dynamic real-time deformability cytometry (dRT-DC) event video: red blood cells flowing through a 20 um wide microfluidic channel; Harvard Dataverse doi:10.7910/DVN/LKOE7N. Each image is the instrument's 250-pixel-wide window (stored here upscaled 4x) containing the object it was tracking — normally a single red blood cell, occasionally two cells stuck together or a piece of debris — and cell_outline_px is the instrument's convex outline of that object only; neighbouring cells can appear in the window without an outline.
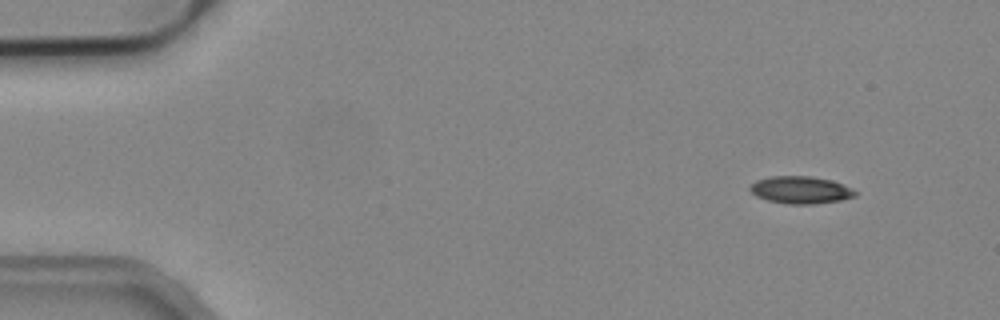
{"species": "common noctule bat (a hibernating species)", "species_latin": "Nyctalus noctula", "temperature_condition": "cold", "stored_images_in_passage": 5, "camera_frame_rate_fps": 3000, "um_per_image_px": 0.085, "animal": {"sex": "male", "body_mass_g": 19.2, "forearm_length_mm": 51.8}, "frame": {"image": 1, "passage_image": 1, "time_ms": 0.0, "image_size_px": [1000, 320], "cell_outline_px": [[856, 196], [840, 200], [812, 204], [788, 204], [768, 200], [756, 196], [748, 188], [756, 180], [772, 176], [812, 176], [832, 180], [856, 192]], "centroid_in_image_um": [68.01, 16.14], "position_along_channel_um": 17.0, "area_um2": 16.53}}
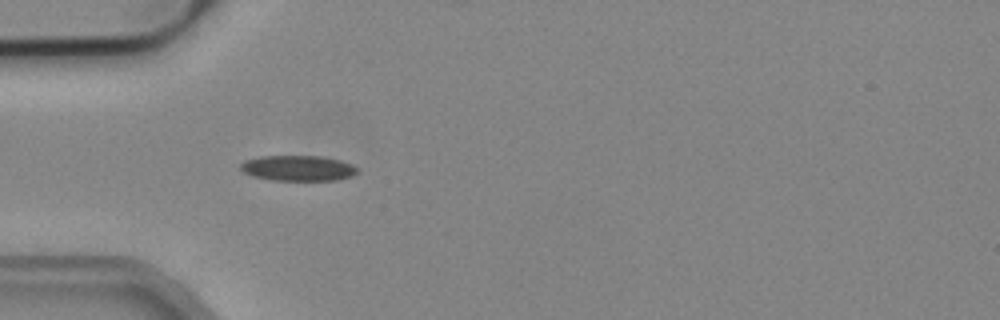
{"frame": {"image": 2, "passage_image": 4, "time_ms": 1.0, "image_size_px": [1000, 320], "cell_outline_px": [[356, 172], [352, 176], [336, 180], [272, 180], [252, 176], [240, 172], [240, 164], [244, 160], [260, 156], [324, 156], [340, 160], [352, 164], [356, 168]], "centroid_in_image_um": [25.28, 14.29], "position_along_channel_um": 59.7, "area_um2": 17.46}}